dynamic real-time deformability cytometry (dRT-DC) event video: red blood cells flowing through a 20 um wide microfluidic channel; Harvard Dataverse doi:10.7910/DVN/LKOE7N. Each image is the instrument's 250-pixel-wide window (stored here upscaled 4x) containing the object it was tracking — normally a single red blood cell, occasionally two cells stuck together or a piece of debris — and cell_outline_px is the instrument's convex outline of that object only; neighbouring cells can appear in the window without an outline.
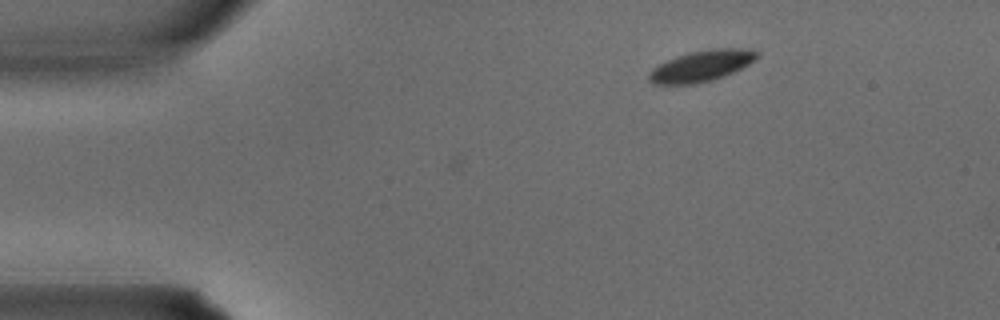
{"species": "common noctule bat (a hibernating species)", "species_latin": "Nyctalus noctula", "temperature_condition": "warm", "stored_images_in_passage": 5, "camera_frame_rate_fps": 3000, "um_per_image_px": 0.085, "animal": {"sex": "male", "body_mass_g": 15.6}, "frame": {"image": 1, "passage_image": 5, "time_ms": 1.333, "image_size_px": [1000, 320], "cell_outline_px": [[760, 56], [756, 60], [724, 76], [712, 80], [692, 84], [652, 84], [648, 80], [648, 72], [652, 68], [676, 56], [688, 52], [712, 48], [744, 48], [760, 52]], "centroid_in_image_um": [59.62, 5.59], "position_along_channel_um": 25.4, "area_um2": 19.65}}